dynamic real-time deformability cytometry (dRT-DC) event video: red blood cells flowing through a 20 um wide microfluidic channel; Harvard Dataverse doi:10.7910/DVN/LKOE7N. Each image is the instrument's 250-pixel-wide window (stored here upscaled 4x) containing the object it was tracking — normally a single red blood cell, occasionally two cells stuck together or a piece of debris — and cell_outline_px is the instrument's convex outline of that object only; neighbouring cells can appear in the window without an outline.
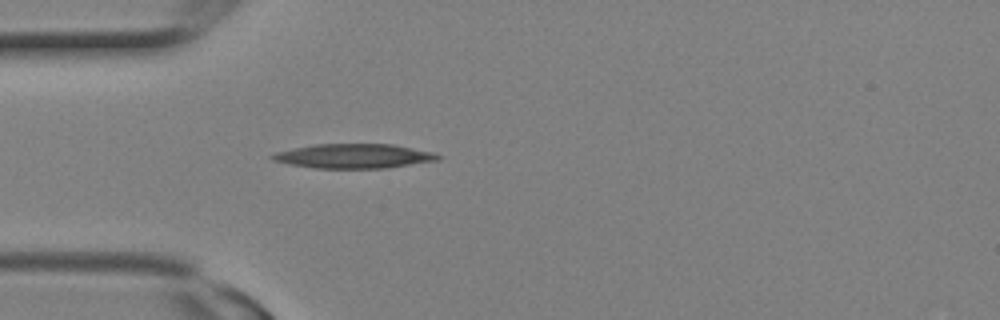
{"species": "Egyptian fruit bat (a non-hibernating species)", "species_latin": "Rousettus aegyptiacus", "temperature_condition": "room temperature", "stored_images_in_passage": 8, "camera_frame_rate_fps": 3000, "um_per_image_px": 0.085, "animal": {"sex": "female"}, "frame": {"image": 1, "passage_image": 3, "time_ms": 0.667, "image_size_px": [1000, 320], "cell_outline_px": [[444, 156], [440, 160], [388, 168], [316, 168], [292, 164], [272, 160], [268, 156], [276, 152], [316, 144], [392, 144], [432, 152]], "centroid_in_image_um": [30.14, 13.27], "position_along_channel_um": 54.9, "area_um2": 23.47}}
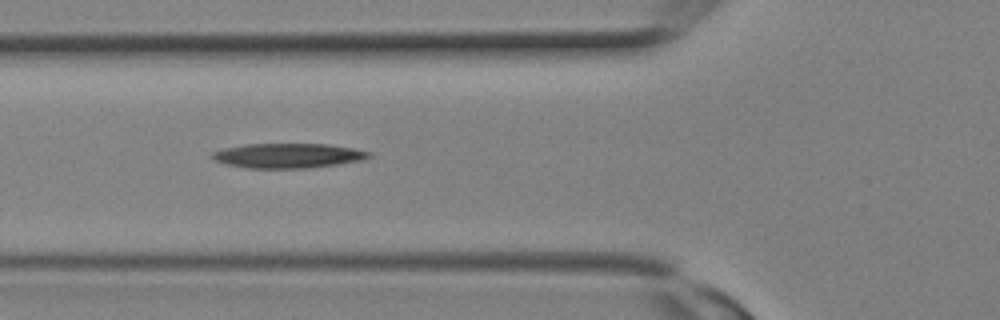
{"frame": {"image": 2, "passage_image": 5, "time_ms": 1.333, "image_size_px": [1000, 320], "cell_outline_px": [[372, 156], [360, 160], [340, 164], [308, 168], [244, 168], [228, 164], [216, 160], [212, 156], [212, 152], [224, 148], [244, 144], [328, 144], [352, 148], [372, 152]], "centroid_in_image_um": [24.51, 13.23], "position_along_channel_um": 101.3, "area_um2": 22.48}}
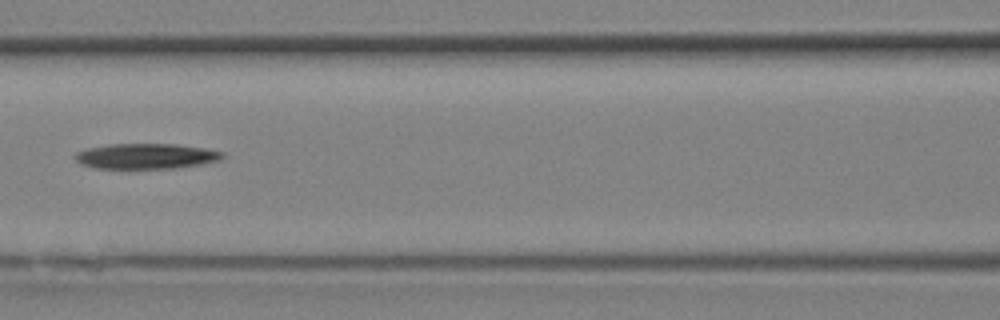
{"frame": {"image": 3, "passage_image": 7, "time_ms": 2.0, "image_size_px": [1000, 320], "cell_outline_px": [[224, 156], [220, 160], [200, 164], [172, 168], [96, 168], [80, 164], [76, 160], [76, 152], [88, 148], [108, 144], [176, 144], [204, 148], [224, 152]], "centroid_in_image_um": [12.41, 13.27], "position_along_channel_um": 154.2, "area_um2": 21.62}}